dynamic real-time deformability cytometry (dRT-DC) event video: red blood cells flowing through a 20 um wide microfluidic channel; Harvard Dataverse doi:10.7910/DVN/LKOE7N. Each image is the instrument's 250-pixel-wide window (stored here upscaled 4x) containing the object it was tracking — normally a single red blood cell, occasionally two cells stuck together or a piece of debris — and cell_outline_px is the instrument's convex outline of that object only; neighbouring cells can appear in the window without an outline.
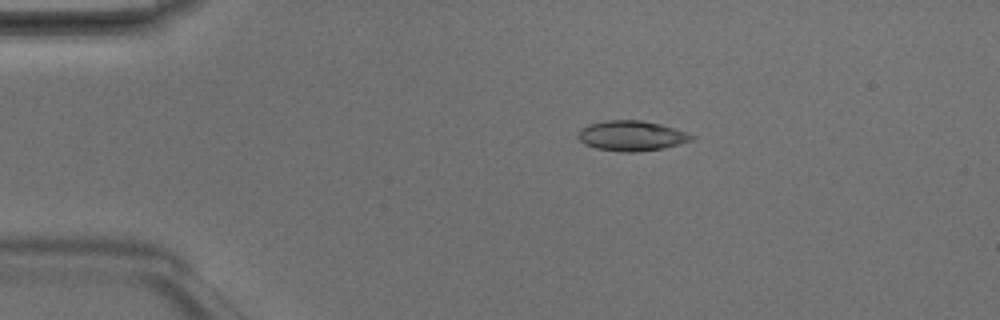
{"species": "Egyptian fruit bat (a non-hibernating species)", "species_latin": "Rousettus aegyptiacus", "temperature_condition": "room temperature", "stored_images_in_passage": 4, "camera_frame_rate_fps": 3000, "um_per_image_px": 0.085, "animal": {"sex": "male"}, "frame": {"image": 1, "passage_image": 2, "time_ms": 0.333, "image_size_px": [1000, 320], "cell_outline_px": [[696, 136], [692, 140], [664, 148], [636, 152], [620, 152], [596, 148], [584, 144], [580, 140], [580, 128], [588, 124], [604, 120], [640, 120], [660, 124]], "centroid_in_image_um": [53.66, 11.54], "position_along_channel_um": 31.3, "area_um2": 19.77}}
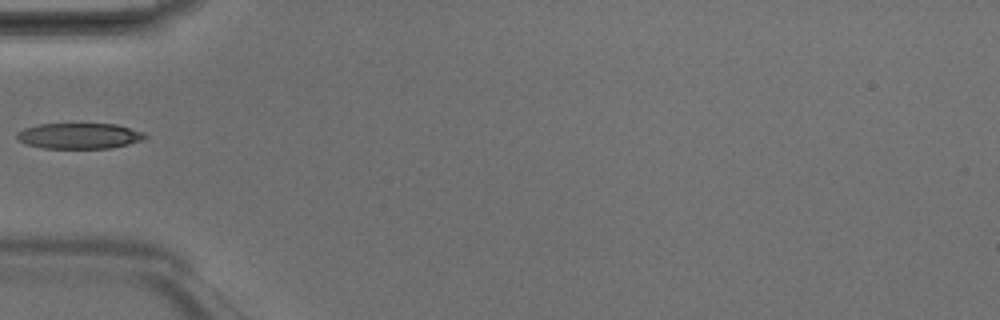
{"frame": {"image": 2, "passage_image": 4, "time_ms": 1.0, "image_size_px": [1000, 320], "cell_outline_px": [[148, 136], [144, 140], [112, 148], [44, 148], [24, 144], [16, 136], [16, 132], [24, 128], [40, 124], [116, 124], [140, 132]], "centroid_in_image_um": [6.71, 11.55], "position_along_channel_um": 78.3, "area_um2": 19.07}}